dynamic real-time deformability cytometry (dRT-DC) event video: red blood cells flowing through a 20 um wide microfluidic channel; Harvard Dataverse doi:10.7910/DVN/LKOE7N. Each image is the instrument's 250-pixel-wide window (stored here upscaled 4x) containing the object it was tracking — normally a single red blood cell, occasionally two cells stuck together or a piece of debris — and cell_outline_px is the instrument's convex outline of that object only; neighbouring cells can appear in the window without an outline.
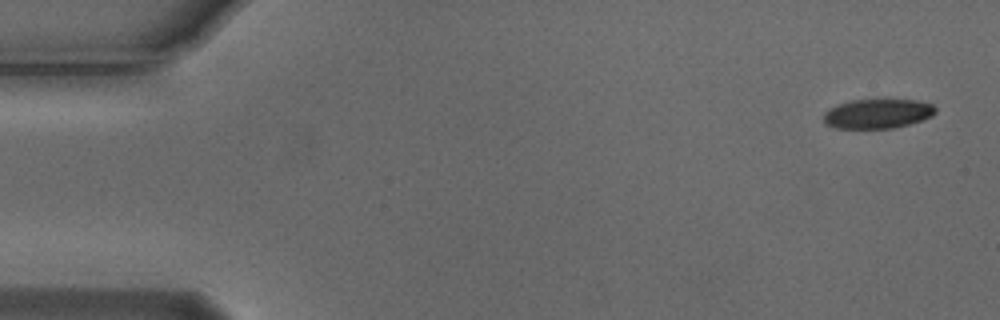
{"species": "Egyptian fruit bat (a non-hibernating species)", "species_latin": "Rousettus aegyptiacus", "temperature_condition": "cold", "stored_images_in_passage": 3, "segment_of_instrument_passage": [2, 2], "camera_frame_rate_fps": 3000, "um_per_image_px": 0.085, "animal": {"sex": "male"}, "frame": {"image": 1, "passage_image": 3, "time_ms": 0.667, "image_size_px": [1000, 320], "cell_outline_px": [[936, 112], [932, 116], [908, 124], [892, 128], [836, 128], [824, 124], [824, 112], [828, 108], [836, 104], [852, 100], [876, 96], [888, 96], [916, 100], [932, 104], [936, 108]], "centroid_in_image_um": [74.58, 9.59], "position_along_channel_um": 10.4, "area_um2": 20.29}}